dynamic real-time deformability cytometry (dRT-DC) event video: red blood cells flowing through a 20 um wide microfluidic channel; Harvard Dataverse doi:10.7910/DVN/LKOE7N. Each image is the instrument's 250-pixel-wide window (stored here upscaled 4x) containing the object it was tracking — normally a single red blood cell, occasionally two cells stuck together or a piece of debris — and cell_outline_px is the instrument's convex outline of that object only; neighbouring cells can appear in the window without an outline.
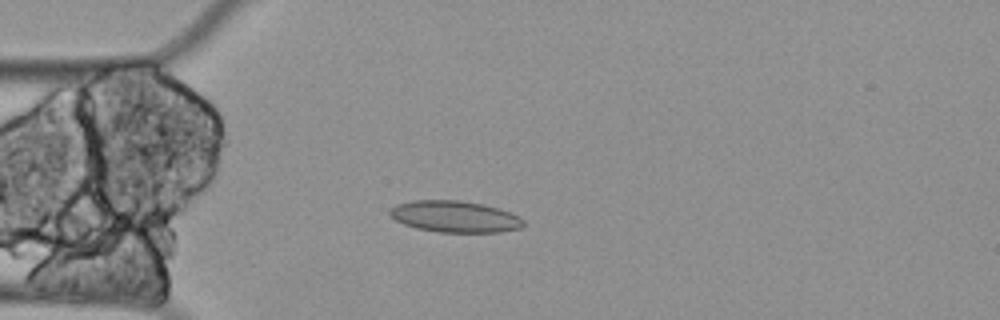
{"species": "Egyptian fruit bat (a non-hibernating species)", "species_latin": "Rousettus aegyptiacus", "temperature_condition": "cold", "stored_images_in_passage": 60, "camera_frame_rate_fps": 3000, "um_per_image_px": 0.085, "animal": {"sex": "female"}, "frame": {"image": 1, "passage_image": 16, "time_ms": 5.0, "image_size_px": [1000, 320], "cell_outline_px": [[524, 224], [520, 228], [500, 232], [436, 232], [416, 228], [404, 224], [396, 220], [388, 212], [396, 204], [412, 200], [460, 200], [484, 204], [500, 208], [524, 220]], "centroid_in_image_um": [38.65, 18.4], "position_along_channel_um": 46.4, "area_um2": 24.51}}
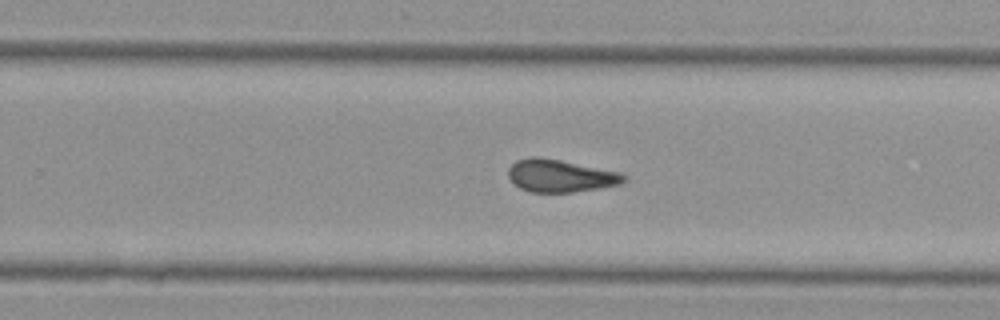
{"frame": {"image": 2, "passage_image": 38, "time_ms": 12.333, "image_size_px": [1000, 320], "cell_outline_px": [[628, 180], [620, 184], [600, 188], [572, 192], [532, 192], [520, 188], [508, 176], [508, 168], [516, 160], [532, 156], [536, 156], [560, 160], [620, 172], [628, 176]], "centroid_in_image_um": [47.66, 14.94], "position_along_channel_um": 282.1, "area_um2": 21.91}}
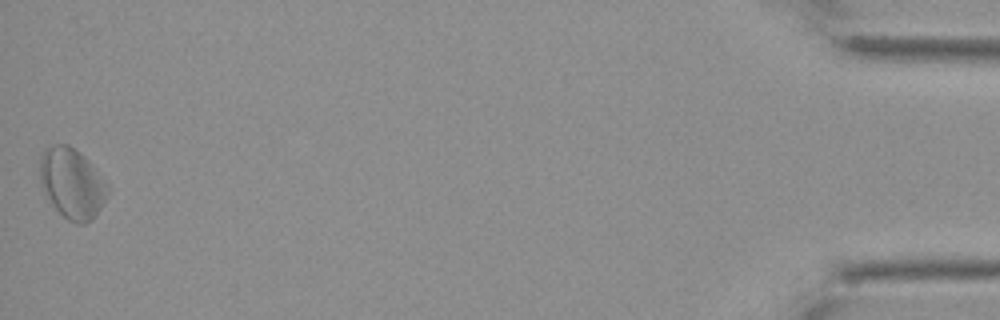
{"frame": {"image": 3, "passage_image": 60, "time_ms": 19.667, "image_size_px": [1000, 320], "cell_outline_px": [[108, 196], [100, 208], [84, 224], [76, 224], [68, 220], [52, 204], [44, 192], [40, 184], [40, 156], [44, 148], [48, 144], [68, 144], [88, 160], [108, 188]], "centroid_in_image_um": [6.06, 15.55], "position_along_channel_um": 429.1, "area_um2": 27.28}, "authors_computed_cell_mechanics": {"area_um2": 23.3223, "velocity_mm_per_s": 3.2783, "shape_relaxation_time_tau1_ms": null, "shape_relaxation_time_tau2_ms": 6.202, "deformation_change_tau1": null, "deformation_change_tau2": 0.141}}